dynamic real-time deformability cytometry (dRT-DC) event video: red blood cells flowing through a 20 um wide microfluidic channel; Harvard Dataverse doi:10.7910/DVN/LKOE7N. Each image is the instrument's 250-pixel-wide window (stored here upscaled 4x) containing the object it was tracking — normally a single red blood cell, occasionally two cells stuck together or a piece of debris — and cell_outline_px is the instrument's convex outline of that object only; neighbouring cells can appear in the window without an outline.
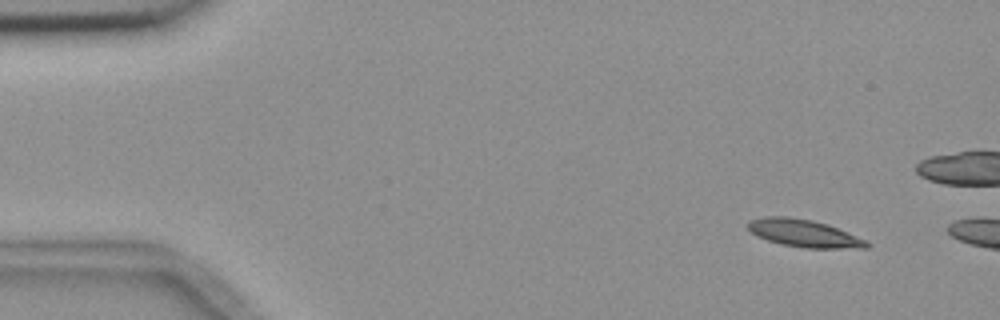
{"species": "common noctule bat (a hibernating species)", "species_latin": "Nyctalus noctula", "temperature_condition": "room temperature", "stored_images_in_passage": 3, "camera_frame_rate_fps": 3000, "um_per_image_px": 0.085, "animal": {"sex": "female", "body_mass_g": 18.4}, "frame": {"image": 1, "passage_image": 1, "time_ms": 0.0, "image_size_px": [1000, 320], "cell_outline_px": [[872, 244], [868, 248], [804, 248], [780, 244], [756, 236], [748, 228], [748, 220], [764, 216], [788, 216], [812, 220], [828, 224], [868, 240]], "centroid_in_image_um": [68.37, 19.83], "position_along_channel_um": 16.6, "area_um2": 19.31}}